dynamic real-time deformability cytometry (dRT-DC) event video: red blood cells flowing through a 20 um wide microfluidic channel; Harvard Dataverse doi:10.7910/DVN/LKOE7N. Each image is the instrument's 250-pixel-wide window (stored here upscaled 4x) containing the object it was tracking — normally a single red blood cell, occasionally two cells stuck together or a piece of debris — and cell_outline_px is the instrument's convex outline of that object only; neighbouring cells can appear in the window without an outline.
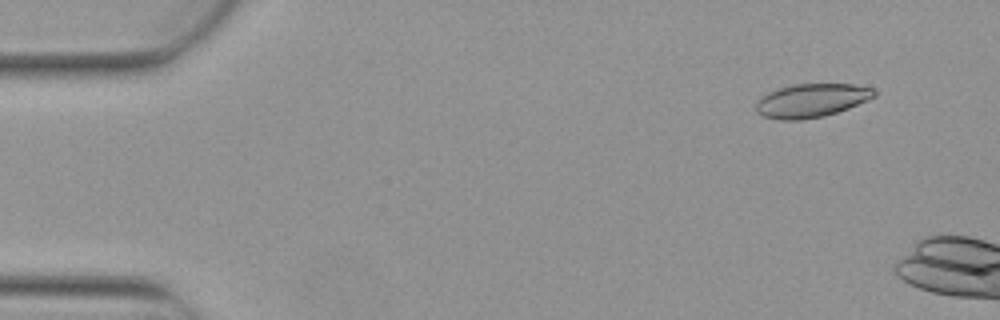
{"species": "Egyptian fruit bat (a non-hibernating species)", "species_latin": "Rousettus aegyptiacus", "temperature_condition": "warm", "stored_images_in_passage": 4, "camera_frame_rate_fps": 3000, "um_per_image_px": 0.085, "animal": {"sex": "female"}, "frame": {"image": 1, "passage_image": 2, "time_ms": 0.333, "image_size_px": [1000, 320], "cell_outline_px": [[876, 96], [868, 100], [848, 108], [824, 116], [800, 120], [780, 120], [764, 116], [756, 112], [756, 100], [760, 96], [768, 92], [792, 84], [852, 84], [872, 88], [876, 92]], "centroid_in_image_um": [68.94, 8.54], "position_along_channel_um": 16.1, "area_um2": 23.18}}